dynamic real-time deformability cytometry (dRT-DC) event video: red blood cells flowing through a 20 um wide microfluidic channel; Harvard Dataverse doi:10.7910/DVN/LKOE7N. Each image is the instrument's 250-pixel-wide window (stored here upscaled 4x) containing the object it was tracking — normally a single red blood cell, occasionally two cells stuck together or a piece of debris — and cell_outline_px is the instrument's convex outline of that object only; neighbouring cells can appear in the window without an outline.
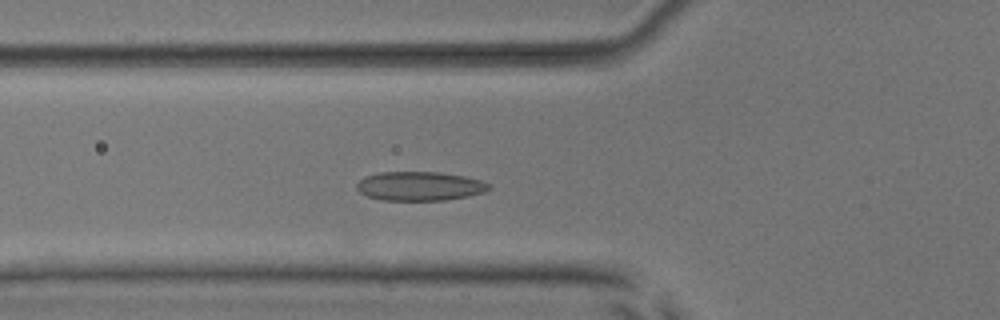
{"species": "common noctule bat (a hibernating species)", "species_latin": "Nyctalus noctula", "temperature_condition": "room temperature", "stored_images_in_passage": 9, "camera_frame_rate_fps": 3000, "um_per_image_px": 0.085, "animal": {"sex": "male", "body_mass_g": 17.9, "forearm_length_mm": 54.2}, "frame": {"image": 1, "passage_image": 4, "time_ms": 1.0, "image_size_px": [1000, 320], "cell_outline_px": [[492, 188], [484, 192], [468, 196], [444, 200], [380, 200], [368, 196], [360, 192], [356, 188], [356, 184], [364, 176], [380, 172], [440, 172], [464, 176], [480, 180], [492, 184]], "centroid_in_image_um": [35.69, 15.82], "position_along_channel_um": 90.1, "area_um2": 22.48}}
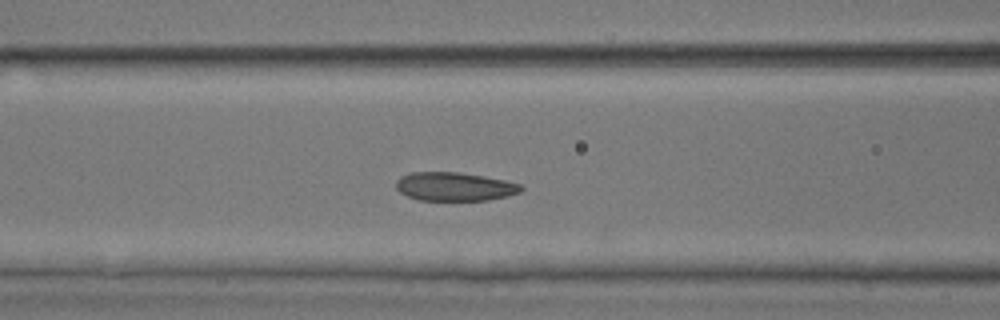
{"frame": {"image": 2, "passage_image": 7, "time_ms": 2.0, "image_size_px": [1000, 320], "cell_outline_px": [[524, 188], [520, 192], [508, 196], [488, 200], [420, 200], [408, 196], [400, 192], [396, 188], [396, 180], [400, 176], [412, 172], [456, 172], [484, 176], [504, 180], [520, 184]], "centroid_in_image_um": [38.63, 15.86], "position_along_channel_um": 128.0, "area_um2": 20.81}}